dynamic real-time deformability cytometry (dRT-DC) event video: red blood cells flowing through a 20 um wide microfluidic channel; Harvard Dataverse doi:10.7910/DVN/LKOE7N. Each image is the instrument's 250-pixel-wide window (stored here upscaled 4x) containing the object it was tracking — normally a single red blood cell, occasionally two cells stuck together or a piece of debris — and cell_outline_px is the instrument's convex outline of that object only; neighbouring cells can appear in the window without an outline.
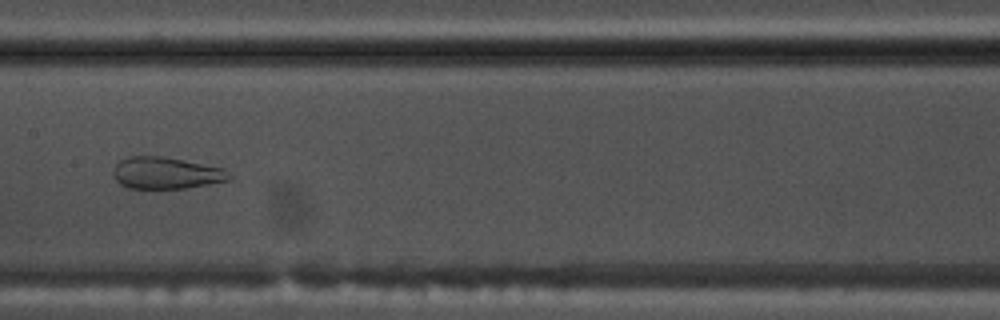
{"species": "common noctule bat (a hibernating species)", "species_latin": "Nyctalus noctula", "temperature_condition": "warm", "stored_images_in_passage": 53, "camera_frame_rate_fps": 3000, "um_per_image_px": 0.085, "animal": {"sex": "male", "body_mass_g": 17.5, "forearm_length_mm": 52.3}, "frame": {"image": 1, "passage_image": 27, "time_ms": 8.667, "image_size_px": [1000, 320], "cell_outline_px": [[232, 180], [188, 188], [128, 188], [120, 184], [112, 176], [112, 172], [116, 164], [120, 160], [128, 156], [164, 156], [224, 168], [232, 176]], "centroid_in_image_um": [14.13, 14.7], "position_along_channel_um": 193.3, "area_um2": 21.73}}
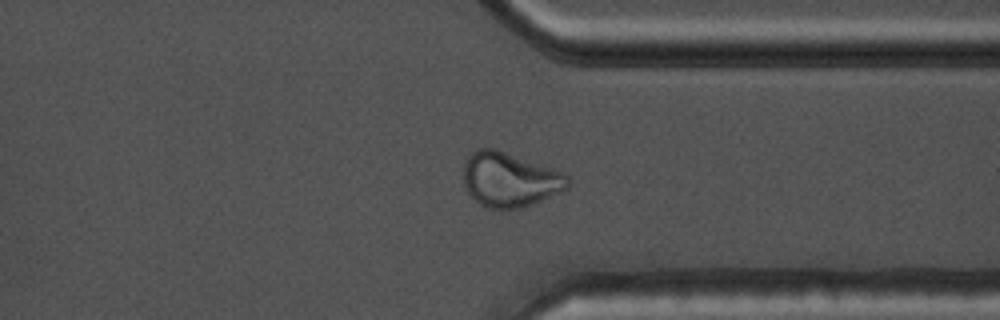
{"frame": {"image": 2, "passage_image": 41, "time_ms": 13.333, "image_size_px": [1000, 320], "cell_outline_px": [[568, 188], [532, 204], [520, 208], [488, 208], [480, 204], [468, 192], [464, 184], [464, 164], [468, 156], [472, 152], [480, 148], [496, 148], [564, 172], [568, 176]], "centroid_in_image_um": [43.33, 15.25], "position_along_channel_um": 368.1, "area_um2": 32.95}}
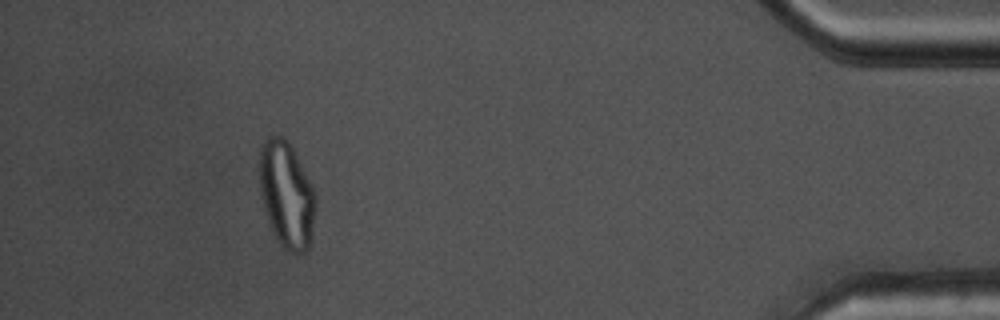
{"frame": {"image": 3, "passage_image": 49, "time_ms": 16.0, "image_size_px": [1000, 320], "cell_outline_px": [[316, 212], [312, 236], [308, 248], [304, 252], [288, 252], [276, 240], [268, 220], [264, 208], [260, 192], [260, 148], [264, 140], [268, 136], [284, 136], [288, 140], [312, 184], [316, 192]], "centroid_in_image_um": [24.38, 16.55], "position_along_channel_um": 410.8, "area_um2": 35.03}}